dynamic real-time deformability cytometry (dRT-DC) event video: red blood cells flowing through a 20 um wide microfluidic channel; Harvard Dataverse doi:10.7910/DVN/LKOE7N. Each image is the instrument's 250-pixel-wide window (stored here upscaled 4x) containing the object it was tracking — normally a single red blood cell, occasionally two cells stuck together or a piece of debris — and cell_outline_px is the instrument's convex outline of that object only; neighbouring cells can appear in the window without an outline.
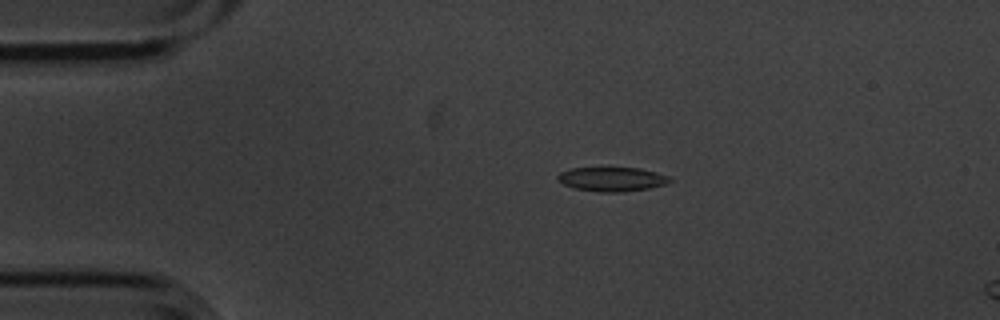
{"species": "common noctule bat (a hibernating species)", "species_latin": "Nyctalus noctula", "temperature_condition": "cold", "stored_images_in_passage": 4, "camera_frame_rate_fps": 3000, "um_per_image_px": 0.085, "animal": {"sex": "male", "body_mass_g": 20.1, "forearm_length_mm": 53.5}, "frame": {"image": 1, "passage_image": 2, "time_ms": 0.333, "image_size_px": [1000, 320], "cell_outline_px": [[672, 180], [664, 184], [648, 188], [624, 192], [600, 192], [572, 188], [556, 180], [556, 176], [560, 172], [572, 168], [640, 168], [656, 172], [668, 176]], "centroid_in_image_um": [51.97, 15.23], "position_along_channel_um": 33.0, "area_um2": 15.78}}